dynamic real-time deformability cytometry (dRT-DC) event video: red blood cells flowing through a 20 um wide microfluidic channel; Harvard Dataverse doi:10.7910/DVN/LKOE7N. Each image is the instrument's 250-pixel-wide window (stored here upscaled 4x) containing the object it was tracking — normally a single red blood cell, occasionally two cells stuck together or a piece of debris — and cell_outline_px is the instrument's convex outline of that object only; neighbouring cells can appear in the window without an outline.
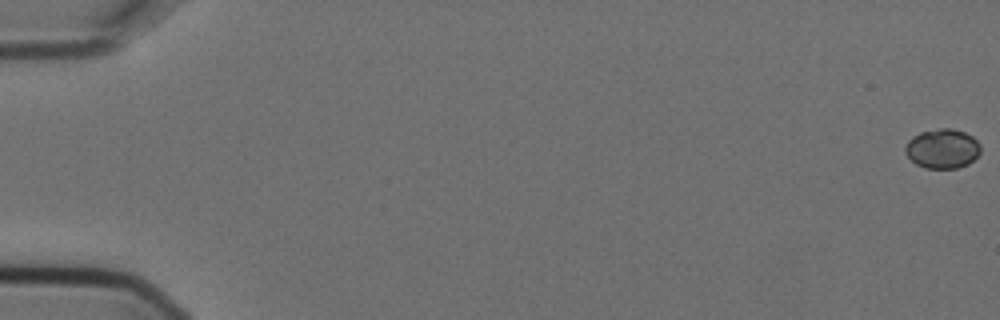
{"species": "Egyptian fruit bat (a non-hibernating species)", "species_latin": "Rousettus aegyptiacus", "temperature_condition": "cold", "stored_images_in_passage": 7, "camera_frame_rate_fps": 3000, "um_per_image_px": 0.085, "animal": {"sex": "female"}, "frame": {"image": 1, "passage_image": 1, "time_ms": 0.0, "image_size_px": [1000, 320], "cell_outline_px": [[980, 152], [968, 164], [956, 168], [924, 168], [916, 164], [904, 152], [904, 148], [908, 140], [912, 136], [920, 132], [940, 128], [952, 128], [964, 132], [972, 136], [980, 144]], "centroid_in_image_um": [80.08, 12.63], "position_along_channel_um": 4.9, "area_um2": 17.34}}
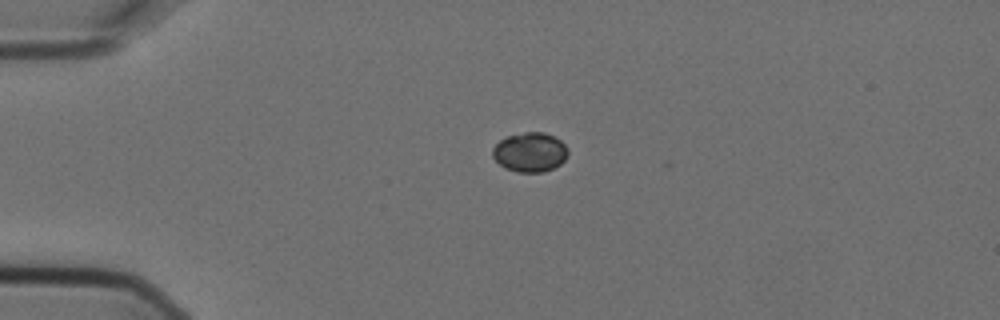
{"frame": {"image": 2, "passage_image": 5, "time_ms": 1.333, "image_size_px": [1000, 320], "cell_outline_px": [[568, 156], [560, 164], [544, 172], [516, 172], [504, 168], [492, 156], [492, 148], [500, 140], [508, 136], [524, 132], [544, 132], [560, 140], [568, 148]], "centroid_in_image_um": [45.04, 12.94], "position_along_channel_um": 40.0, "area_um2": 17.34}}
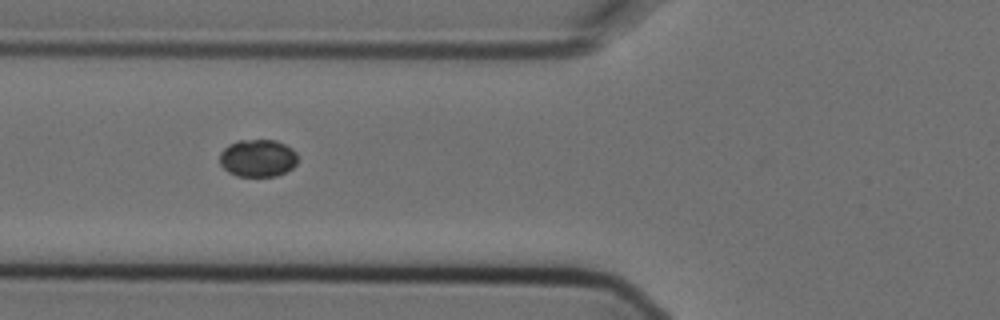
{"frame": {"image": 3, "passage_image": 7, "time_ms": 2.0, "image_size_px": [1000, 320], "cell_outline_px": [[296, 164], [292, 168], [276, 176], [236, 176], [228, 172], [220, 164], [220, 152], [228, 144], [236, 140], [276, 140], [292, 148], [296, 152]], "centroid_in_image_um": [21.89, 13.43], "position_along_channel_um": 103.9, "area_um2": 17.11}}